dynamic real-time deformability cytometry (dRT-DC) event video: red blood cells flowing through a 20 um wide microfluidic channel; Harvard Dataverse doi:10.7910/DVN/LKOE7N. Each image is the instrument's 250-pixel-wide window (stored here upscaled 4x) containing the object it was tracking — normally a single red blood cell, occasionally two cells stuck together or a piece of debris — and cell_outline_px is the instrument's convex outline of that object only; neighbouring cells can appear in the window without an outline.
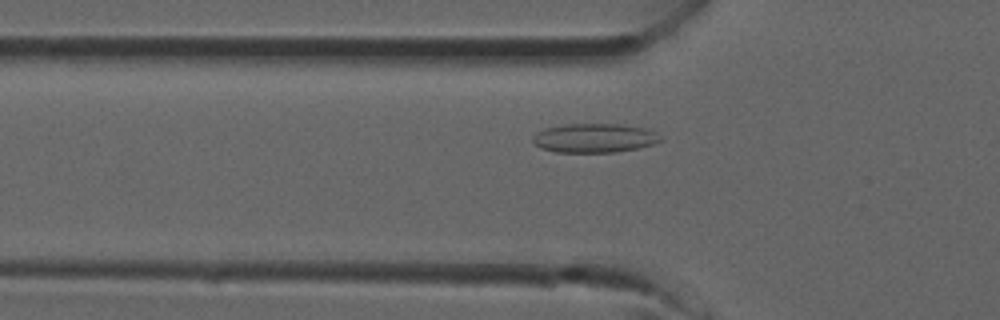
{"species": "common noctule bat (a hibernating species)", "species_latin": "Nyctalus noctula", "temperature_condition": "room temperature", "stored_images_in_passage": 36, "camera_frame_rate_fps": 3000, "um_per_image_px": 0.085, "animal": {"sex": "male", "forearm_length_mm": 52.5}, "frame": {"image": 1, "passage_image": 10, "time_ms": 3.0, "image_size_px": [1000, 320], "cell_outline_px": [[664, 140], [652, 144], [636, 148], [616, 152], [556, 152], [540, 148], [532, 140], [532, 136], [536, 132], [544, 128], [564, 124], [620, 124], [648, 128], [660, 136]], "centroid_in_image_um": [50.51, 11.72], "position_along_channel_um": 75.3, "area_um2": 21.73}}
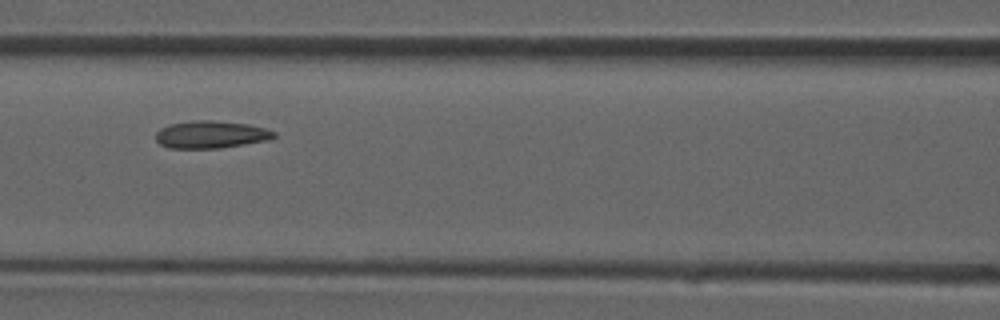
{"frame": {"image": 2, "passage_image": 14, "time_ms": 4.333, "image_size_px": [1000, 320], "cell_outline_px": [[276, 136], [268, 140], [220, 148], [168, 148], [160, 144], [156, 140], [156, 132], [160, 128], [168, 124], [192, 120], [212, 120], [248, 124], [264, 128], [276, 132]], "centroid_in_image_um": [17.9, 11.43], "position_along_channel_um": 148.7, "area_um2": 18.96}}
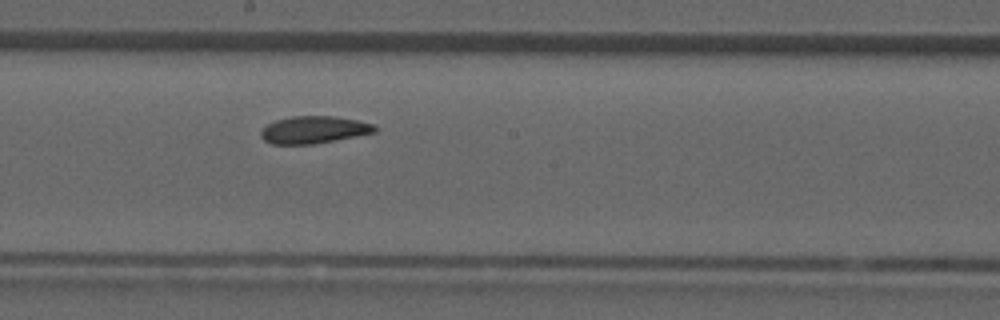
{"frame": {"image": 3, "passage_image": 18, "time_ms": 5.667, "image_size_px": [1000, 320], "cell_outline_px": [[376, 132], [316, 144], [272, 144], [264, 140], [260, 136], [260, 132], [268, 124], [276, 120], [292, 116], [336, 116], [356, 120], [372, 124], [376, 128]], "centroid_in_image_um": [26.66, 11.03], "position_along_channel_um": 221.5, "area_um2": 18.03}}